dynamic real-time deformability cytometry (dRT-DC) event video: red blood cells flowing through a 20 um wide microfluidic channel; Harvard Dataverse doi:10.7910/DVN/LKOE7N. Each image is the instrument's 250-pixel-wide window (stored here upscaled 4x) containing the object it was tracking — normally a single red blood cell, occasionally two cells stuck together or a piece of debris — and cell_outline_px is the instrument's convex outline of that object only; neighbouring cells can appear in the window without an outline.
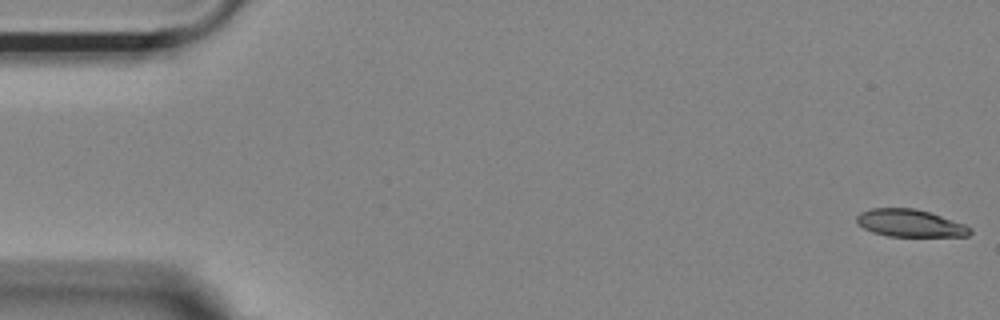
{"species": "Egyptian fruit bat (a non-hibernating species)", "species_latin": "Rousettus aegyptiacus", "temperature_condition": "room temperature", "stored_images_in_passage": 54, "camera_frame_rate_fps": 3000, "um_per_image_px": 0.085, "animal": {"sex": "female"}, "frame": {"image": 1, "passage_image": 1, "time_ms": 0.0, "image_size_px": [1000, 320], "cell_outline_px": [[972, 232], [968, 236], [888, 236], [872, 232], [864, 228], [856, 220], [856, 216], [860, 212], [872, 208], [916, 208], [964, 224], [972, 228]], "centroid_in_image_um": [77.34, 18.97], "position_along_channel_um": 7.7, "area_um2": 17.98}}
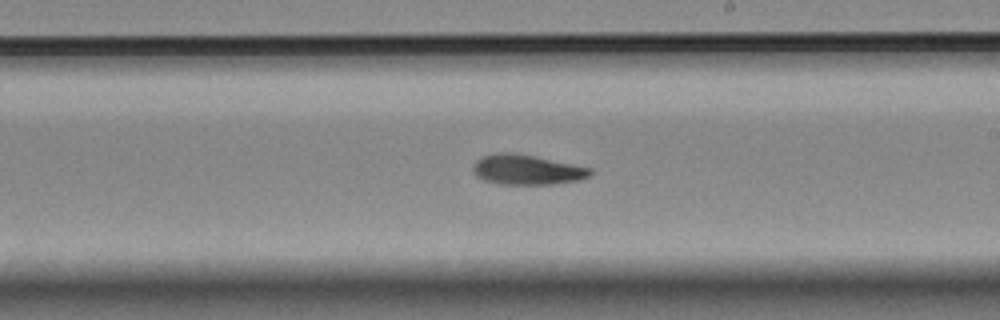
{"frame": {"image": 2, "passage_image": 31, "time_ms": 10.0, "image_size_px": [1000, 320], "cell_outline_px": [[592, 172], [588, 176], [580, 180], [552, 184], [500, 184], [484, 180], [476, 176], [472, 172], [472, 164], [480, 156], [496, 152], [516, 152], [536, 156], [592, 168]], "centroid_in_image_um": [44.73, 14.4], "position_along_channel_um": 244.3, "area_um2": 20.81}}
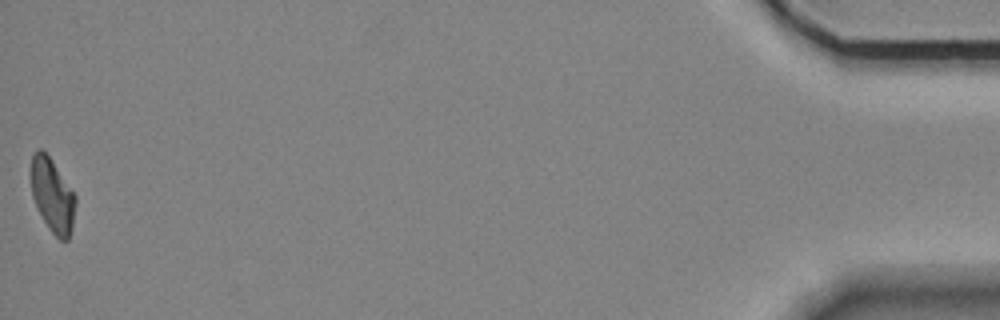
{"frame": {"image": 3, "passage_image": 54, "time_ms": 17.667, "image_size_px": [1000, 320], "cell_outline_px": [[76, 204], [72, 228], [68, 240], [60, 240], [48, 228], [32, 196], [32, 156], [40, 148], [52, 160], [76, 196]], "centroid_in_image_um": [4.49, 16.64], "position_along_channel_um": 430.7, "area_um2": 18.67}, "authors_computed_cell_mechanics": {"area_um2": 19.8832, "velocity_mm_per_s": 3.6834, "shape_relaxation_time_tau1_ms": 4.397, "shape_relaxation_time_tau2_ms": 3.6381, "deformation_change_tau1": 0.1436, "deformation_change_tau2": 0.1065}}